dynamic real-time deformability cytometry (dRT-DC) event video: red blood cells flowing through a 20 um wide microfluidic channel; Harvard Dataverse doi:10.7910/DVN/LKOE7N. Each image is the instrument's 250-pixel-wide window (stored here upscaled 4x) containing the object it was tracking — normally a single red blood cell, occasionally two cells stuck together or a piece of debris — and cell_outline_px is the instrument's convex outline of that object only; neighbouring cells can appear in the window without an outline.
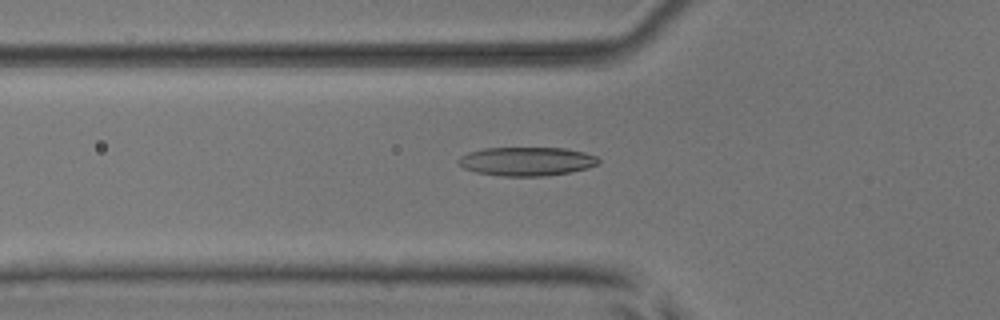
{"species": "common noctule bat (a hibernating species)", "species_latin": "Nyctalus noctula", "temperature_condition": "room temperature", "stored_images_in_passage": 41, "camera_frame_rate_fps": 3000, "um_per_image_px": 0.085, "animal": {"sex": "male", "body_mass_g": 17.9, "forearm_length_mm": 54.2}, "frame": {"image": 1, "passage_image": 7, "time_ms": 2.0, "image_size_px": [1000, 320], "cell_outline_px": [[600, 164], [588, 168], [568, 172], [544, 176], [500, 176], [476, 172], [464, 168], [456, 160], [460, 156], [468, 152], [484, 148], [564, 148], [584, 152], [596, 156], [600, 160]], "centroid_in_image_um": [44.77, 13.71], "position_along_channel_um": 81.0, "area_um2": 23.52}}
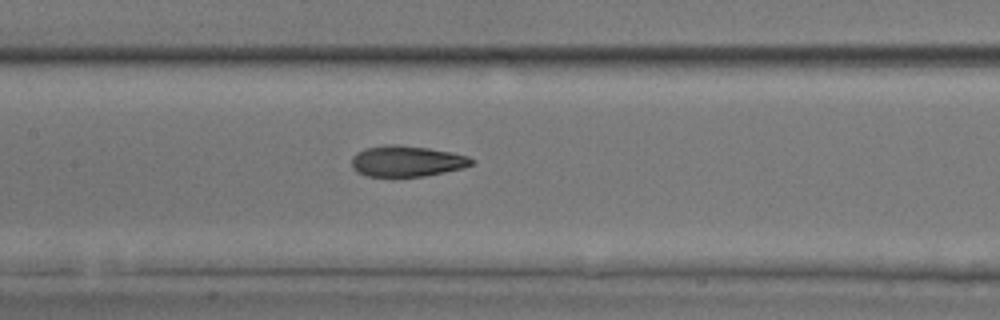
{"frame": {"image": 2, "passage_image": 14, "time_ms": 4.333, "image_size_px": [1000, 320], "cell_outline_px": [[476, 160], [472, 164], [464, 168], [424, 176], [364, 176], [356, 172], [352, 168], [352, 156], [356, 152], [364, 148], [384, 144], [396, 144], [428, 148], [468, 156]], "centroid_in_image_um": [34.54, 13.69], "position_along_channel_um": 172.9, "area_um2": 21.73}}
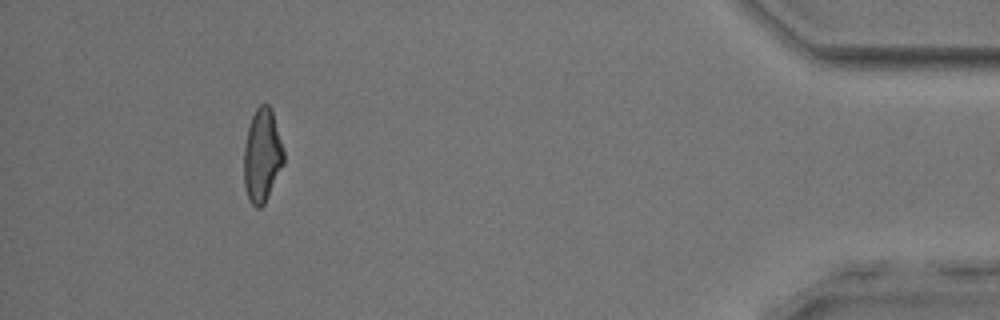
{"frame": {"image": 3, "passage_image": 37, "time_ms": 12.0, "image_size_px": [1000, 320], "cell_outline_px": [[284, 164], [264, 204], [260, 208], [256, 208], [248, 200], [244, 188], [244, 144], [248, 128], [252, 116], [256, 108], [260, 104], [268, 104], [272, 108], [284, 152]], "centroid_in_image_um": [22.27, 13.23], "position_along_channel_um": 412.9, "area_um2": 21.85}, "authors_computed_cell_mechanics": {"area_um2": 21.9062, "velocity_mm_per_s": 3.917, "shape_relaxation_time_tau1_ms": 5.0024, "shape_relaxation_time_tau2_ms": 2.0653, "deformation_change_tau1": 0.1857, "deformation_change_tau2": 0.086}}